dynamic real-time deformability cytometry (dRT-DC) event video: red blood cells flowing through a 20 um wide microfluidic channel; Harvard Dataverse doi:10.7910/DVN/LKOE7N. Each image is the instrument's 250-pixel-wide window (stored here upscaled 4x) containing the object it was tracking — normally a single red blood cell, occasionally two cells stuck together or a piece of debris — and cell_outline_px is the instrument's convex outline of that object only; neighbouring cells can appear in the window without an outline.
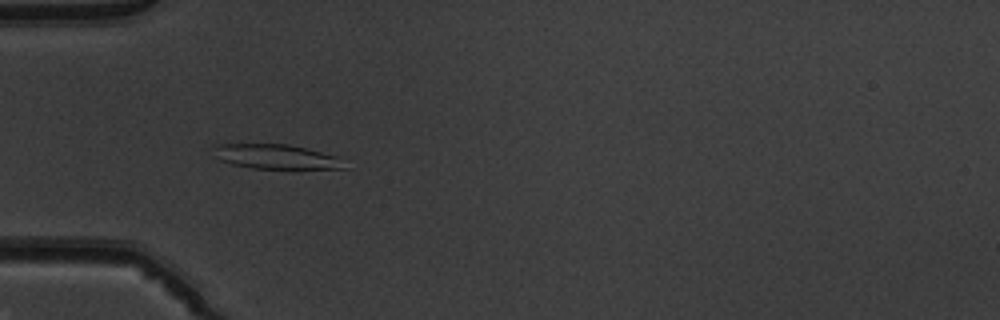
{"species": "common noctule bat (a hibernating species)", "species_latin": "Nyctalus noctula", "temperature_condition": "warm", "stored_images_in_passage": 52, "camera_frame_rate_fps": 3000, "um_per_image_px": 0.085, "animal": {"sex": "male", "body_mass_g": 19.5, "forearm_length_mm": 54.6}, "frame": {"image": 1, "passage_image": 17, "time_ms": 5.333, "image_size_px": [1000, 320], "cell_outline_px": [[348, 168], [252, 168], [232, 164], [220, 160], [216, 156], [212, 148], [216, 144], [288, 144], [340, 156]], "centroid_in_image_um": [23.48, 13.31], "position_along_channel_um": 61.5, "area_um2": 18.67}}
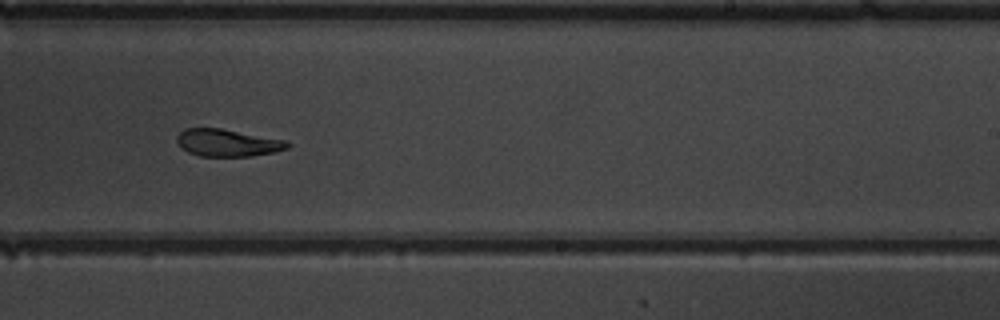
{"frame": {"image": 2, "passage_image": 33, "time_ms": 10.667, "image_size_px": [1000, 320], "cell_outline_px": [[292, 144], [288, 148], [276, 152], [252, 156], [200, 156], [188, 152], [176, 140], [176, 136], [184, 128], [220, 128], [288, 140]], "centroid_in_image_um": [19.4, 12.13], "position_along_channel_um": 269.6, "area_um2": 17.69}}
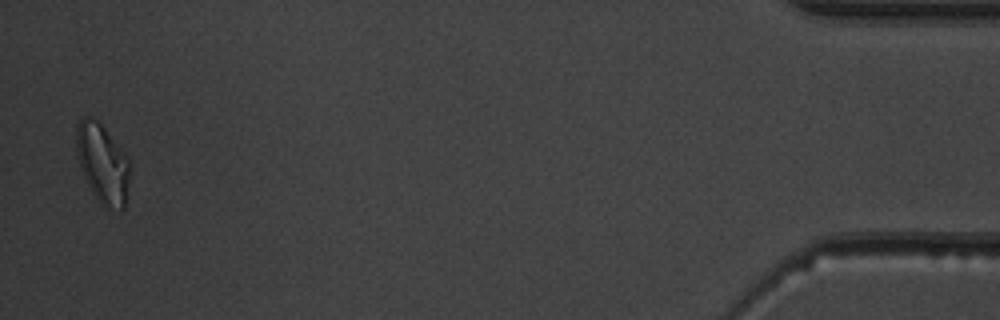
{"frame": {"image": 3, "passage_image": 51, "time_ms": 16.667, "image_size_px": [1000, 320], "cell_outline_px": [[132, 168], [124, 208], [120, 212], [104, 208], [92, 192], [80, 168], [76, 152], [76, 124], [84, 116], [92, 116], [100, 124], [128, 156]], "centroid_in_image_um": [8.74, 13.93], "position_along_channel_um": 426.5, "area_um2": 25.2}, "authors_computed_cell_mechanics": {"area_um2": 19.5653, "velocity_mm_per_s": 3.9872, "shape_relaxation_time_tau1_ms": null, "shape_relaxation_time_tau2_ms": 4.7451, "deformation_change_tau1": null, "deformation_change_tau2": 0.1289}}